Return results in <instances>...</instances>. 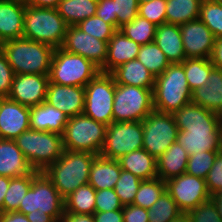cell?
Masks as SVG:
<instances>
[{
	"instance_id": "cell-36",
	"label": "cell",
	"mask_w": 222,
	"mask_h": 222,
	"mask_svg": "<svg viewBox=\"0 0 222 222\" xmlns=\"http://www.w3.org/2000/svg\"><path fill=\"white\" fill-rule=\"evenodd\" d=\"M136 60L140 61L155 77L162 74L170 65L155 42L141 45Z\"/></svg>"
},
{
	"instance_id": "cell-13",
	"label": "cell",
	"mask_w": 222,
	"mask_h": 222,
	"mask_svg": "<svg viewBox=\"0 0 222 222\" xmlns=\"http://www.w3.org/2000/svg\"><path fill=\"white\" fill-rule=\"evenodd\" d=\"M143 147L142 121L113 122L107 126L105 144L101 156L119 159Z\"/></svg>"
},
{
	"instance_id": "cell-62",
	"label": "cell",
	"mask_w": 222,
	"mask_h": 222,
	"mask_svg": "<svg viewBox=\"0 0 222 222\" xmlns=\"http://www.w3.org/2000/svg\"><path fill=\"white\" fill-rule=\"evenodd\" d=\"M137 1H138L139 4H141V3H146V2H148L150 0H137Z\"/></svg>"
},
{
	"instance_id": "cell-7",
	"label": "cell",
	"mask_w": 222,
	"mask_h": 222,
	"mask_svg": "<svg viewBox=\"0 0 222 222\" xmlns=\"http://www.w3.org/2000/svg\"><path fill=\"white\" fill-rule=\"evenodd\" d=\"M101 72L93 62L81 55L55 48L49 71L50 83L85 87Z\"/></svg>"
},
{
	"instance_id": "cell-55",
	"label": "cell",
	"mask_w": 222,
	"mask_h": 222,
	"mask_svg": "<svg viewBox=\"0 0 222 222\" xmlns=\"http://www.w3.org/2000/svg\"><path fill=\"white\" fill-rule=\"evenodd\" d=\"M27 219L30 222H57L51 215L45 212H40L39 209L26 214Z\"/></svg>"
},
{
	"instance_id": "cell-30",
	"label": "cell",
	"mask_w": 222,
	"mask_h": 222,
	"mask_svg": "<svg viewBox=\"0 0 222 222\" xmlns=\"http://www.w3.org/2000/svg\"><path fill=\"white\" fill-rule=\"evenodd\" d=\"M97 4L98 0H60L57 10L68 26H76L96 14Z\"/></svg>"
},
{
	"instance_id": "cell-56",
	"label": "cell",
	"mask_w": 222,
	"mask_h": 222,
	"mask_svg": "<svg viewBox=\"0 0 222 222\" xmlns=\"http://www.w3.org/2000/svg\"><path fill=\"white\" fill-rule=\"evenodd\" d=\"M60 0H26L27 6L57 8Z\"/></svg>"
},
{
	"instance_id": "cell-12",
	"label": "cell",
	"mask_w": 222,
	"mask_h": 222,
	"mask_svg": "<svg viewBox=\"0 0 222 222\" xmlns=\"http://www.w3.org/2000/svg\"><path fill=\"white\" fill-rule=\"evenodd\" d=\"M143 149L158 159L175 141L179 129L172 113L154 110L142 121Z\"/></svg>"
},
{
	"instance_id": "cell-41",
	"label": "cell",
	"mask_w": 222,
	"mask_h": 222,
	"mask_svg": "<svg viewBox=\"0 0 222 222\" xmlns=\"http://www.w3.org/2000/svg\"><path fill=\"white\" fill-rule=\"evenodd\" d=\"M218 152L219 151H205L193 153V155L189 156L185 173L205 179L212 168Z\"/></svg>"
},
{
	"instance_id": "cell-1",
	"label": "cell",
	"mask_w": 222,
	"mask_h": 222,
	"mask_svg": "<svg viewBox=\"0 0 222 222\" xmlns=\"http://www.w3.org/2000/svg\"><path fill=\"white\" fill-rule=\"evenodd\" d=\"M179 129L176 141L187 154L222 150V127L215 112L192 101L173 113Z\"/></svg>"
},
{
	"instance_id": "cell-50",
	"label": "cell",
	"mask_w": 222,
	"mask_h": 222,
	"mask_svg": "<svg viewBox=\"0 0 222 222\" xmlns=\"http://www.w3.org/2000/svg\"><path fill=\"white\" fill-rule=\"evenodd\" d=\"M123 222H148V210L133 204L122 208Z\"/></svg>"
},
{
	"instance_id": "cell-25",
	"label": "cell",
	"mask_w": 222,
	"mask_h": 222,
	"mask_svg": "<svg viewBox=\"0 0 222 222\" xmlns=\"http://www.w3.org/2000/svg\"><path fill=\"white\" fill-rule=\"evenodd\" d=\"M121 171L118 160L97 155L90 168L88 183L96 191L114 189Z\"/></svg>"
},
{
	"instance_id": "cell-28",
	"label": "cell",
	"mask_w": 222,
	"mask_h": 222,
	"mask_svg": "<svg viewBox=\"0 0 222 222\" xmlns=\"http://www.w3.org/2000/svg\"><path fill=\"white\" fill-rule=\"evenodd\" d=\"M192 102L216 112L222 104V70L213 68L206 85L192 92Z\"/></svg>"
},
{
	"instance_id": "cell-23",
	"label": "cell",
	"mask_w": 222,
	"mask_h": 222,
	"mask_svg": "<svg viewBox=\"0 0 222 222\" xmlns=\"http://www.w3.org/2000/svg\"><path fill=\"white\" fill-rule=\"evenodd\" d=\"M33 171L14 140L0 139V175L10 178L28 175Z\"/></svg>"
},
{
	"instance_id": "cell-46",
	"label": "cell",
	"mask_w": 222,
	"mask_h": 222,
	"mask_svg": "<svg viewBox=\"0 0 222 222\" xmlns=\"http://www.w3.org/2000/svg\"><path fill=\"white\" fill-rule=\"evenodd\" d=\"M187 214L189 215L190 222H222L211 199L189 210Z\"/></svg>"
},
{
	"instance_id": "cell-38",
	"label": "cell",
	"mask_w": 222,
	"mask_h": 222,
	"mask_svg": "<svg viewBox=\"0 0 222 222\" xmlns=\"http://www.w3.org/2000/svg\"><path fill=\"white\" fill-rule=\"evenodd\" d=\"M181 213L182 211L178 208L171 195L165 191L148 209V222H170Z\"/></svg>"
},
{
	"instance_id": "cell-60",
	"label": "cell",
	"mask_w": 222,
	"mask_h": 222,
	"mask_svg": "<svg viewBox=\"0 0 222 222\" xmlns=\"http://www.w3.org/2000/svg\"><path fill=\"white\" fill-rule=\"evenodd\" d=\"M215 115L217 117V120L219 121V125L222 127V104L215 112Z\"/></svg>"
},
{
	"instance_id": "cell-54",
	"label": "cell",
	"mask_w": 222,
	"mask_h": 222,
	"mask_svg": "<svg viewBox=\"0 0 222 222\" xmlns=\"http://www.w3.org/2000/svg\"><path fill=\"white\" fill-rule=\"evenodd\" d=\"M0 222H30L26 215L18 211L0 213Z\"/></svg>"
},
{
	"instance_id": "cell-21",
	"label": "cell",
	"mask_w": 222,
	"mask_h": 222,
	"mask_svg": "<svg viewBox=\"0 0 222 222\" xmlns=\"http://www.w3.org/2000/svg\"><path fill=\"white\" fill-rule=\"evenodd\" d=\"M154 42L170 64L182 63L186 59L179 25L163 23L157 26Z\"/></svg>"
},
{
	"instance_id": "cell-51",
	"label": "cell",
	"mask_w": 222,
	"mask_h": 222,
	"mask_svg": "<svg viewBox=\"0 0 222 222\" xmlns=\"http://www.w3.org/2000/svg\"><path fill=\"white\" fill-rule=\"evenodd\" d=\"M93 218L95 222H123V213L122 210L95 212Z\"/></svg>"
},
{
	"instance_id": "cell-31",
	"label": "cell",
	"mask_w": 222,
	"mask_h": 222,
	"mask_svg": "<svg viewBox=\"0 0 222 222\" xmlns=\"http://www.w3.org/2000/svg\"><path fill=\"white\" fill-rule=\"evenodd\" d=\"M203 0H166V23L183 25L199 18Z\"/></svg>"
},
{
	"instance_id": "cell-4",
	"label": "cell",
	"mask_w": 222,
	"mask_h": 222,
	"mask_svg": "<svg viewBox=\"0 0 222 222\" xmlns=\"http://www.w3.org/2000/svg\"><path fill=\"white\" fill-rule=\"evenodd\" d=\"M191 101L192 92L182 63L170 64L162 74L155 77L154 110L173 114Z\"/></svg>"
},
{
	"instance_id": "cell-11",
	"label": "cell",
	"mask_w": 222,
	"mask_h": 222,
	"mask_svg": "<svg viewBox=\"0 0 222 222\" xmlns=\"http://www.w3.org/2000/svg\"><path fill=\"white\" fill-rule=\"evenodd\" d=\"M115 80L110 73L100 72L85 86L83 114L108 126L113 123Z\"/></svg>"
},
{
	"instance_id": "cell-37",
	"label": "cell",
	"mask_w": 222,
	"mask_h": 222,
	"mask_svg": "<svg viewBox=\"0 0 222 222\" xmlns=\"http://www.w3.org/2000/svg\"><path fill=\"white\" fill-rule=\"evenodd\" d=\"M166 191V181L159 177L142 180L135 195L133 205L149 209Z\"/></svg>"
},
{
	"instance_id": "cell-49",
	"label": "cell",
	"mask_w": 222,
	"mask_h": 222,
	"mask_svg": "<svg viewBox=\"0 0 222 222\" xmlns=\"http://www.w3.org/2000/svg\"><path fill=\"white\" fill-rule=\"evenodd\" d=\"M95 15L117 30V15L114 12L113 0H98Z\"/></svg>"
},
{
	"instance_id": "cell-44",
	"label": "cell",
	"mask_w": 222,
	"mask_h": 222,
	"mask_svg": "<svg viewBox=\"0 0 222 222\" xmlns=\"http://www.w3.org/2000/svg\"><path fill=\"white\" fill-rule=\"evenodd\" d=\"M114 12L117 15V30L131 22L138 15L137 0H113Z\"/></svg>"
},
{
	"instance_id": "cell-27",
	"label": "cell",
	"mask_w": 222,
	"mask_h": 222,
	"mask_svg": "<svg viewBox=\"0 0 222 222\" xmlns=\"http://www.w3.org/2000/svg\"><path fill=\"white\" fill-rule=\"evenodd\" d=\"M189 155L182 146L175 141L157 159V175L163 181L184 174L187 169Z\"/></svg>"
},
{
	"instance_id": "cell-18",
	"label": "cell",
	"mask_w": 222,
	"mask_h": 222,
	"mask_svg": "<svg viewBox=\"0 0 222 222\" xmlns=\"http://www.w3.org/2000/svg\"><path fill=\"white\" fill-rule=\"evenodd\" d=\"M30 129V107L0 98V139L14 140Z\"/></svg>"
},
{
	"instance_id": "cell-53",
	"label": "cell",
	"mask_w": 222,
	"mask_h": 222,
	"mask_svg": "<svg viewBox=\"0 0 222 222\" xmlns=\"http://www.w3.org/2000/svg\"><path fill=\"white\" fill-rule=\"evenodd\" d=\"M59 222H95L91 214H73L64 212Z\"/></svg>"
},
{
	"instance_id": "cell-3",
	"label": "cell",
	"mask_w": 222,
	"mask_h": 222,
	"mask_svg": "<svg viewBox=\"0 0 222 222\" xmlns=\"http://www.w3.org/2000/svg\"><path fill=\"white\" fill-rule=\"evenodd\" d=\"M96 156L90 152L64 150L44 173L65 199L80 186L88 184L90 168Z\"/></svg>"
},
{
	"instance_id": "cell-63",
	"label": "cell",
	"mask_w": 222,
	"mask_h": 222,
	"mask_svg": "<svg viewBox=\"0 0 222 222\" xmlns=\"http://www.w3.org/2000/svg\"><path fill=\"white\" fill-rule=\"evenodd\" d=\"M212 1L222 3V0H212Z\"/></svg>"
},
{
	"instance_id": "cell-2",
	"label": "cell",
	"mask_w": 222,
	"mask_h": 222,
	"mask_svg": "<svg viewBox=\"0 0 222 222\" xmlns=\"http://www.w3.org/2000/svg\"><path fill=\"white\" fill-rule=\"evenodd\" d=\"M15 74L49 75L55 48L46 43L17 38L0 44Z\"/></svg>"
},
{
	"instance_id": "cell-42",
	"label": "cell",
	"mask_w": 222,
	"mask_h": 222,
	"mask_svg": "<svg viewBox=\"0 0 222 222\" xmlns=\"http://www.w3.org/2000/svg\"><path fill=\"white\" fill-rule=\"evenodd\" d=\"M76 26L80 28L83 32L94 36L98 40L106 41L107 43L117 31L111 24L104 22L96 15L91 16L84 21H81Z\"/></svg>"
},
{
	"instance_id": "cell-35",
	"label": "cell",
	"mask_w": 222,
	"mask_h": 222,
	"mask_svg": "<svg viewBox=\"0 0 222 222\" xmlns=\"http://www.w3.org/2000/svg\"><path fill=\"white\" fill-rule=\"evenodd\" d=\"M156 25L137 15L131 22L123 25L119 30L139 45L154 42Z\"/></svg>"
},
{
	"instance_id": "cell-10",
	"label": "cell",
	"mask_w": 222,
	"mask_h": 222,
	"mask_svg": "<svg viewBox=\"0 0 222 222\" xmlns=\"http://www.w3.org/2000/svg\"><path fill=\"white\" fill-rule=\"evenodd\" d=\"M38 209L51 215L57 222L64 213V199L44 172H39L33 178L17 211L26 215Z\"/></svg>"
},
{
	"instance_id": "cell-17",
	"label": "cell",
	"mask_w": 222,
	"mask_h": 222,
	"mask_svg": "<svg viewBox=\"0 0 222 222\" xmlns=\"http://www.w3.org/2000/svg\"><path fill=\"white\" fill-rule=\"evenodd\" d=\"M180 32L186 59L210 58L215 37L199 18L180 25Z\"/></svg>"
},
{
	"instance_id": "cell-26",
	"label": "cell",
	"mask_w": 222,
	"mask_h": 222,
	"mask_svg": "<svg viewBox=\"0 0 222 222\" xmlns=\"http://www.w3.org/2000/svg\"><path fill=\"white\" fill-rule=\"evenodd\" d=\"M110 74L116 84L154 89L155 76L136 59L120 65Z\"/></svg>"
},
{
	"instance_id": "cell-43",
	"label": "cell",
	"mask_w": 222,
	"mask_h": 222,
	"mask_svg": "<svg viewBox=\"0 0 222 222\" xmlns=\"http://www.w3.org/2000/svg\"><path fill=\"white\" fill-rule=\"evenodd\" d=\"M138 15L156 26L166 23V0H150L139 4Z\"/></svg>"
},
{
	"instance_id": "cell-15",
	"label": "cell",
	"mask_w": 222,
	"mask_h": 222,
	"mask_svg": "<svg viewBox=\"0 0 222 222\" xmlns=\"http://www.w3.org/2000/svg\"><path fill=\"white\" fill-rule=\"evenodd\" d=\"M107 46L106 41L98 40L77 26H68L61 48L87 58L101 69L105 65Z\"/></svg>"
},
{
	"instance_id": "cell-59",
	"label": "cell",
	"mask_w": 222,
	"mask_h": 222,
	"mask_svg": "<svg viewBox=\"0 0 222 222\" xmlns=\"http://www.w3.org/2000/svg\"><path fill=\"white\" fill-rule=\"evenodd\" d=\"M170 222H190L189 215L187 213H181L175 219H172Z\"/></svg>"
},
{
	"instance_id": "cell-22",
	"label": "cell",
	"mask_w": 222,
	"mask_h": 222,
	"mask_svg": "<svg viewBox=\"0 0 222 222\" xmlns=\"http://www.w3.org/2000/svg\"><path fill=\"white\" fill-rule=\"evenodd\" d=\"M25 6L0 0V44L23 38Z\"/></svg>"
},
{
	"instance_id": "cell-6",
	"label": "cell",
	"mask_w": 222,
	"mask_h": 222,
	"mask_svg": "<svg viewBox=\"0 0 222 222\" xmlns=\"http://www.w3.org/2000/svg\"><path fill=\"white\" fill-rule=\"evenodd\" d=\"M68 25L57 8L25 6L23 37L62 47Z\"/></svg>"
},
{
	"instance_id": "cell-58",
	"label": "cell",
	"mask_w": 222,
	"mask_h": 222,
	"mask_svg": "<svg viewBox=\"0 0 222 222\" xmlns=\"http://www.w3.org/2000/svg\"><path fill=\"white\" fill-rule=\"evenodd\" d=\"M210 199L215 204L218 215L221 217V220H222V192L220 191L215 192L214 194L210 196Z\"/></svg>"
},
{
	"instance_id": "cell-47",
	"label": "cell",
	"mask_w": 222,
	"mask_h": 222,
	"mask_svg": "<svg viewBox=\"0 0 222 222\" xmlns=\"http://www.w3.org/2000/svg\"><path fill=\"white\" fill-rule=\"evenodd\" d=\"M15 73L0 48V98L8 97Z\"/></svg>"
},
{
	"instance_id": "cell-5",
	"label": "cell",
	"mask_w": 222,
	"mask_h": 222,
	"mask_svg": "<svg viewBox=\"0 0 222 222\" xmlns=\"http://www.w3.org/2000/svg\"><path fill=\"white\" fill-rule=\"evenodd\" d=\"M31 168L44 172L64 152L62 135L28 129L14 139Z\"/></svg>"
},
{
	"instance_id": "cell-19",
	"label": "cell",
	"mask_w": 222,
	"mask_h": 222,
	"mask_svg": "<svg viewBox=\"0 0 222 222\" xmlns=\"http://www.w3.org/2000/svg\"><path fill=\"white\" fill-rule=\"evenodd\" d=\"M45 102L65 113L68 117L83 114L85 87L49 82Z\"/></svg>"
},
{
	"instance_id": "cell-32",
	"label": "cell",
	"mask_w": 222,
	"mask_h": 222,
	"mask_svg": "<svg viewBox=\"0 0 222 222\" xmlns=\"http://www.w3.org/2000/svg\"><path fill=\"white\" fill-rule=\"evenodd\" d=\"M95 196L96 190L89 183L80 186L64 199V212L93 215Z\"/></svg>"
},
{
	"instance_id": "cell-48",
	"label": "cell",
	"mask_w": 222,
	"mask_h": 222,
	"mask_svg": "<svg viewBox=\"0 0 222 222\" xmlns=\"http://www.w3.org/2000/svg\"><path fill=\"white\" fill-rule=\"evenodd\" d=\"M205 181L210 195L222 189V150L217 153Z\"/></svg>"
},
{
	"instance_id": "cell-14",
	"label": "cell",
	"mask_w": 222,
	"mask_h": 222,
	"mask_svg": "<svg viewBox=\"0 0 222 222\" xmlns=\"http://www.w3.org/2000/svg\"><path fill=\"white\" fill-rule=\"evenodd\" d=\"M166 191L183 213L196 208L199 204L209 200L211 196L205 179L188 173L168 179Z\"/></svg>"
},
{
	"instance_id": "cell-61",
	"label": "cell",
	"mask_w": 222,
	"mask_h": 222,
	"mask_svg": "<svg viewBox=\"0 0 222 222\" xmlns=\"http://www.w3.org/2000/svg\"><path fill=\"white\" fill-rule=\"evenodd\" d=\"M4 1L15 2V3L22 4V5H26V0H4Z\"/></svg>"
},
{
	"instance_id": "cell-39",
	"label": "cell",
	"mask_w": 222,
	"mask_h": 222,
	"mask_svg": "<svg viewBox=\"0 0 222 222\" xmlns=\"http://www.w3.org/2000/svg\"><path fill=\"white\" fill-rule=\"evenodd\" d=\"M199 19L210 29L215 38L222 37V3L203 0Z\"/></svg>"
},
{
	"instance_id": "cell-34",
	"label": "cell",
	"mask_w": 222,
	"mask_h": 222,
	"mask_svg": "<svg viewBox=\"0 0 222 222\" xmlns=\"http://www.w3.org/2000/svg\"><path fill=\"white\" fill-rule=\"evenodd\" d=\"M182 64L191 92L206 85L209 74L214 68L210 59L207 58H187Z\"/></svg>"
},
{
	"instance_id": "cell-33",
	"label": "cell",
	"mask_w": 222,
	"mask_h": 222,
	"mask_svg": "<svg viewBox=\"0 0 222 222\" xmlns=\"http://www.w3.org/2000/svg\"><path fill=\"white\" fill-rule=\"evenodd\" d=\"M33 170L28 175L13 177L10 179L8 190L3 201V212H12L19 209L21 201L32 185L33 178L38 174Z\"/></svg>"
},
{
	"instance_id": "cell-9",
	"label": "cell",
	"mask_w": 222,
	"mask_h": 222,
	"mask_svg": "<svg viewBox=\"0 0 222 222\" xmlns=\"http://www.w3.org/2000/svg\"><path fill=\"white\" fill-rule=\"evenodd\" d=\"M113 122H134L154 111L153 90L132 85H115Z\"/></svg>"
},
{
	"instance_id": "cell-52",
	"label": "cell",
	"mask_w": 222,
	"mask_h": 222,
	"mask_svg": "<svg viewBox=\"0 0 222 222\" xmlns=\"http://www.w3.org/2000/svg\"><path fill=\"white\" fill-rule=\"evenodd\" d=\"M209 59L215 68L222 70V37L215 38L214 47Z\"/></svg>"
},
{
	"instance_id": "cell-29",
	"label": "cell",
	"mask_w": 222,
	"mask_h": 222,
	"mask_svg": "<svg viewBox=\"0 0 222 222\" xmlns=\"http://www.w3.org/2000/svg\"><path fill=\"white\" fill-rule=\"evenodd\" d=\"M121 169L131 172L141 180H149L158 177L157 159L141 148L119 159Z\"/></svg>"
},
{
	"instance_id": "cell-45",
	"label": "cell",
	"mask_w": 222,
	"mask_h": 222,
	"mask_svg": "<svg viewBox=\"0 0 222 222\" xmlns=\"http://www.w3.org/2000/svg\"><path fill=\"white\" fill-rule=\"evenodd\" d=\"M123 207L124 206L114 189H102L96 191L95 212L122 210Z\"/></svg>"
},
{
	"instance_id": "cell-8",
	"label": "cell",
	"mask_w": 222,
	"mask_h": 222,
	"mask_svg": "<svg viewBox=\"0 0 222 222\" xmlns=\"http://www.w3.org/2000/svg\"><path fill=\"white\" fill-rule=\"evenodd\" d=\"M106 129L105 124L85 114L69 117L62 134L64 150L100 155L105 144Z\"/></svg>"
},
{
	"instance_id": "cell-57",
	"label": "cell",
	"mask_w": 222,
	"mask_h": 222,
	"mask_svg": "<svg viewBox=\"0 0 222 222\" xmlns=\"http://www.w3.org/2000/svg\"><path fill=\"white\" fill-rule=\"evenodd\" d=\"M10 177L0 175V213H3V201L10 184Z\"/></svg>"
},
{
	"instance_id": "cell-20",
	"label": "cell",
	"mask_w": 222,
	"mask_h": 222,
	"mask_svg": "<svg viewBox=\"0 0 222 222\" xmlns=\"http://www.w3.org/2000/svg\"><path fill=\"white\" fill-rule=\"evenodd\" d=\"M141 45L127 38L117 30L109 39L105 65L100 69L103 73H111L114 69L128 61L135 60Z\"/></svg>"
},
{
	"instance_id": "cell-16",
	"label": "cell",
	"mask_w": 222,
	"mask_h": 222,
	"mask_svg": "<svg viewBox=\"0 0 222 222\" xmlns=\"http://www.w3.org/2000/svg\"><path fill=\"white\" fill-rule=\"evenodd\" d=\"M49 75L15 74L9 99L27 107H34L46 101Z\"/></svg>"
},
{
	"instance_id": "cell-24",
	"label": "cell",
	"mask_w": 222,
	"mask_h": 222,
	"mask_svg": "<svg viewBox=\"0 0 222 222\" xmlns=\"http://www.w3.org/2000/svg\"><path fill=\"white\" fill-rule=\"evenodd\" d=\"M68 116L48 103L30 108V129L63 134Z\"/></svg>"
},
{
	"instance_id": "cell-40",
	"label": "cell",
	"mask_w": 222,
	"mask_h": 222,
	"mask_svg": "<svg viewBox=\"0 0 222 222\" xmlns=\"http://www.w3.org/2000/svg\"><path fill=\"white\" fill-rule=\"evenodd\" d=\"M142 180L131 172L123 170L114 187V190L123 206L133 204L135 195L139 189Z\"/></svg>"
}]
</instances>
